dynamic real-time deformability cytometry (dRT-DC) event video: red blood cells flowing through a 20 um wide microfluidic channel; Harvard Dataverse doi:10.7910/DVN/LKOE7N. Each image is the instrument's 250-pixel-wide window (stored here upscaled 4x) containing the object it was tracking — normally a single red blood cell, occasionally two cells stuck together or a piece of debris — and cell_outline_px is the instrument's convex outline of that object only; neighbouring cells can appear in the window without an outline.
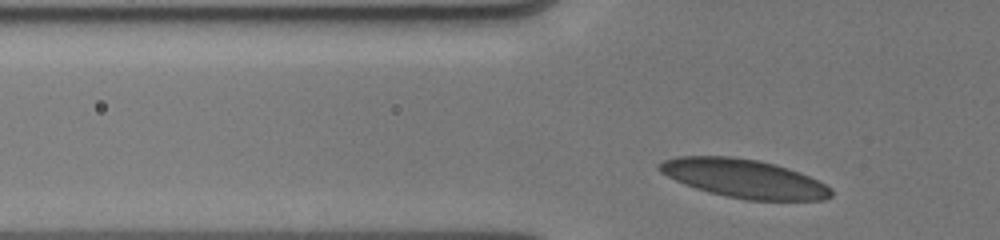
{"species": "human", "species_latin": "Homo sapiens", "temperature_condition": "cold", "stored_images_in_passage": 11, "segment_of_instrument_passage": [2, 2], "camera_frame_rate_fps": 3000, "um_per_image_px": 0.085, "donor": {"sex": "male"}, "frame": {"image": 1, "passage_image": 11, "time_ms": 8.333, "image_size_px": [1000, 240], "cell_outline_px": [[832, 196], [824, 200], [748, 200], [724, 196], [696, 188], [684, 184], [660, 172], [656, 168], [656, 164], [664, 160], [676, 156], [732, 156], [760, 160], [776, 164], [800, 172], [832, 188]], "centroid_in_image_um": [63.22, 15.16], "position_along_channel_um": 62.6, "area_um2": 38.73}}